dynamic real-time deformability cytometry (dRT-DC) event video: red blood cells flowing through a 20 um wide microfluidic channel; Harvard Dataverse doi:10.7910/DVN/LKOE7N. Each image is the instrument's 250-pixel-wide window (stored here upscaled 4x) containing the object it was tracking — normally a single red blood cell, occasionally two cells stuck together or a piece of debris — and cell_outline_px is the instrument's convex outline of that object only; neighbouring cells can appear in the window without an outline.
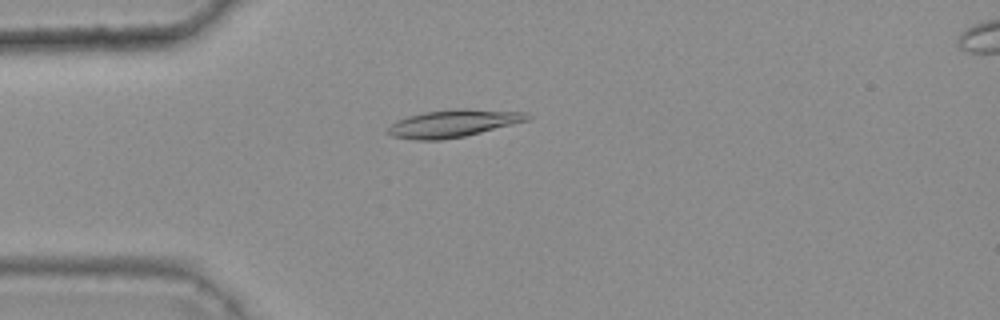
{"species": "common noctule bat (a hibernating species)", "species_latin": "Nyctalus noctula", "temperature_condition": "warm", "stored_images_in_passage": 42, "camera_frame_rate_fps": 3000, "um_per_image_px": 0.085, "animal": {"sex": "female", "body_mass_g": 25.1}, "frame": {"image": 1, "passage_image": 8, "time_ms": 2.333, "image_size_px": [1000, 320], "cell_outline_px": [[532, 116], [528, 120], [464, 136], [440, 140], [416, 140], [392, 136], [388, 132], [388, 128], [396, 120], [408, 116], [424, 112], [464, 108], [528, 112]], "centroid_in_image_um": [38.54, 10.48], "position_along_channel_um": 46.5, "area_um2": 22.08}}
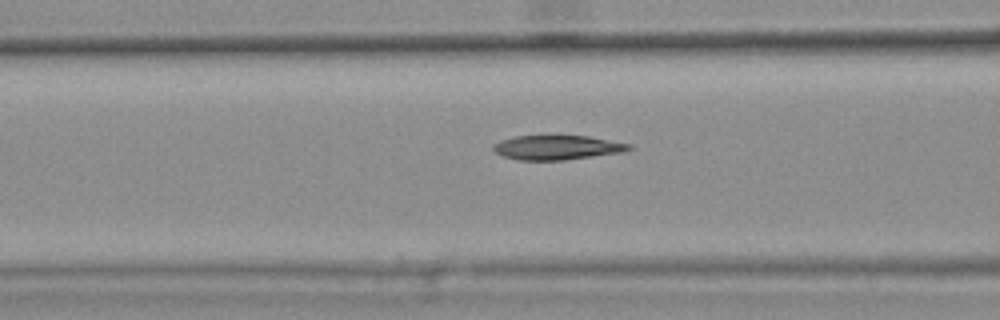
{"frame": {"image": 2, "passage_image": 15, "time_ms": 4.667, "image_size_px": [1000, 320], "cell_outline_px": [[632, 148], [620, 152], [564, 160], [516, 160], [504, 156], [496, 152], [492, 148], [492, 144], [500, 140], [516, 136], [556, 132], [588, 136], [632, 144]], "centroid_in_image_um": [47.3, 12.48], "position_along_channel_um": 119.3, "area_um2": 20.17}}
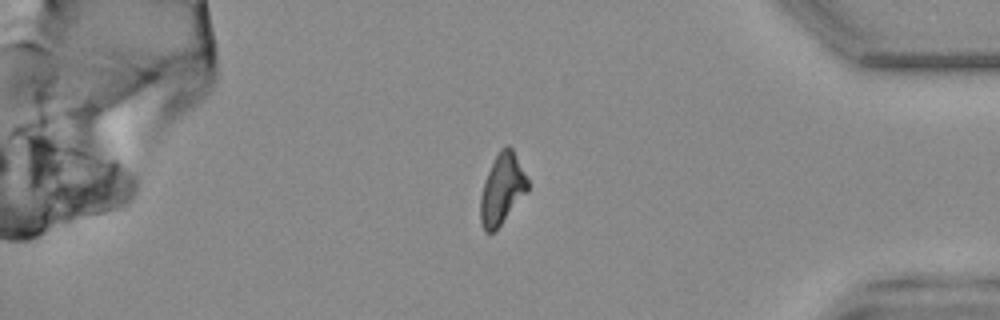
{"frame": {"image": 3, "passage_image": 39, "time_ms": 12.667, "image_size_px": [1000, 320], "cell_outline_px": [[528, 192], [500, 224], [492, 232], [484, 232], [480, 220], [480, 200], [484, 184], [488, 172], [500, 148], [508, 144], [512, 148], [528, 180]], "centroid_in_image_um": [42.68, 16.07], "position_along_channel_um": 392.5, "area_um2": 19.02}, "authors_computed_cell_mechanics": {"area_um2": 19.9988, "velocity_mm_per_s": 3.7475, "shape_relaxation_time_tau1_ms": 9.661, "shape_relaxation_time_tau2_ms": 6.7903, "deformation_change_tau1": 0.2332, "deformation_change_tau2": 0.1574}}